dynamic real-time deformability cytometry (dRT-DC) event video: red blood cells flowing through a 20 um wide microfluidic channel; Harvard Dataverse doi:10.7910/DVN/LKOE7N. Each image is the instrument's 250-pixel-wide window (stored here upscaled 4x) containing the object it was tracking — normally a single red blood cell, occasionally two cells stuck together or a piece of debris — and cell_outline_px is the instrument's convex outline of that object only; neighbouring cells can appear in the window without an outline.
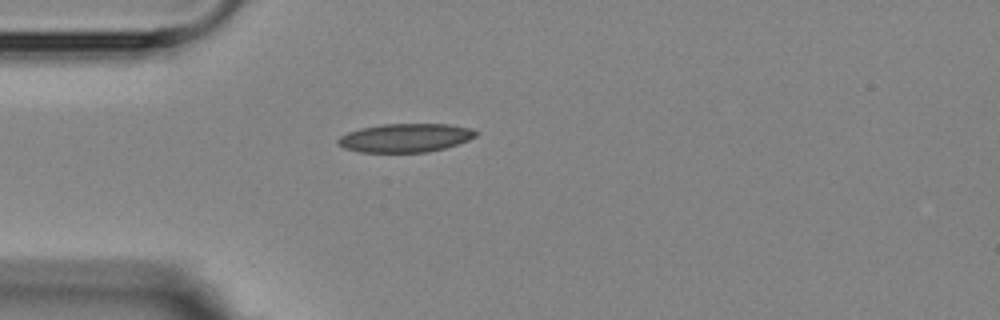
{"species": "Egyptian fruit bat (a non-hibernating species)", "species_latin": "Rousettus aegyptiacus", "temperature_condition": "room temperature", "stored_images_in_passage": 1, "camera_frame_rate_fps": 3000, "um_per_image_px": 0.085, "animal": {"sex": "female"}, "frame": {"image": 1, "passage_image": 1, "time_ms": 0.0, "image_size_px": [1000, 320], "cell_outline_px": [[476, 136], [468, 140], [444, 148], [428, 152], [360, 152], [344, 148], [336, 144], [336, 140], [340, 136], [348, 132], [360, 128], [384, 124], [448, 124], [472, 128], [476, 132]], "centroid_in_image_um": [34.42, 11.71], "position_along_channel_um": 50.6, "area_um2": 22.95}}